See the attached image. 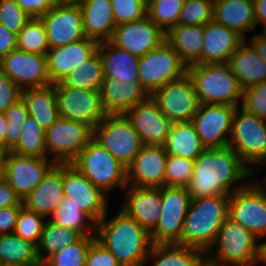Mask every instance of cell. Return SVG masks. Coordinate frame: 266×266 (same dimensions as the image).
Segmentation results:
<instances>
[{
  "instance_id": "obj_29",
  "label": "cell",
  "mask_w": 266,
  "mask_h": 266,
  "mask_svg": "<svg viewBox=\"0 0 266 266\" xmlns=\"http://www.w3.org/2000/svg\"><path fill=\"white\" fill-rule=\"evenodd\" d=\"M79 5L85 36L98 43L109 41L116 27L110 0H86Z\"/></svg>"
},
{
  "instance_id": "obj_17",
  "label": "cell",
  "mask_w": 266,
  "mask_h": 266,
  "mask_svg": "<svg viewBox=\"0 0 266 266\" xmlns=\"http://www.w3.org/2000/svg\"><path fill=\"white\" fill-rule=\"evenodd\" d=\"M47 35L49 49L66 46L86 38L83 14L78 4L58 2L41 17Z\"/></svg>"
},
{
  "instance_id": "obj_31",
  "label": "cell",
  "mask_w": 266,
  "mask_h": 266,
  "mask_svg": "<svg viewBox=\"0 0 266 266\" xmlns=\"http://www.w3.org/2000/svg\"><path fill=\"white\" fill-rule=\"evenodd\" d=\"M214 20L245 39L256 27L253 0H214Z\"/></svg>"
},
{
  "instance_id": "obj_8",
  "label": "cell",
  "mask_w": 266,
  "mask_h": 266,
  "mask_svg": "<svg viewBox=\"0 0 266 266\" xmlns=\"http://www.w3.org/2000/svg\"><path fill=\"white\" fill-rule=\"evenodd\" d=\"M93 138L126 168L144 146L124 114H108L94 128Z\"/></svg>"
},
{
  "instance_id": "obj_13",
  "label": "cell",
  "mask_w": 266,
  "mask_h": 266,
  "mask_svg": "<svg viewBox=\"0 0 266 266\" xmlns=\"http://www.w3.org/2000/svg\"><path fill=\"white\" fill-rule=\"evenodd\" d=\"M56 165L50 158H37L4 152L0 162L2 176L23 200Z\"/></svg>"
},
{
  "instance_id": "obj_7",
  "label": "cell",
  "mask_w": 266,
  "mask_h": 266,
  "mask_svg": "<svg viewBox=\"0 0 266 266\" xmlns=\"http://www.w3.org/2000/svg\"><path fill=\"white\" fill-rule=\"evenodd\" d=\"M229 146L255 171L266 161V120L247 112L241 106L236 108ZM252 166V167H251Z\"/></svg>"
},
{
  "instance_id": "obj_39",
  "label": "cell",
  "mask_w": 266,
  "mask_h": 266,
  "mask_svg": "<svg viewBox=\"0 0 266 266\" xmlns=\"http://www.w3.org/2000/svg\"><path fill=\"white\" fill-rule=\"evenodd\" d=\"M103 81V64L97 51L87 62L70 72L61 83L75 89L101 90Z\"/></svg>"
},
{
  "instance_id": "obj_59",
  "label": "cell",
  "mask_w": 266,
  "mask_h": 266,
  "mask_svg": "<svg viewBox=\"0 0 266 266\" xmlns=\"http://www.w3.org/2000/svg\"><path fill=\"white\" fill-rule=\"evenodd\" d=\"M7 130V119L3 112H0V151L5 152V134Z\"/></svg>"
},
{
  "instance_id": "obj_51",
  "label": "cell",
  "mask_w": 266,
  "mask_h": 266,
  "mask_svg": "<svg viewBox=\"0 0 266 266\" xmlns=\"http://www.w3.org/2000/svg\"><path fill=\"white\" fill-rule=\"evenodd\" d=\"M85 266H121L115 256L97 239L91 244Z\"/></svg>"
},
{
  "instance_id": "obj_35",
  "label": "cell",
  "mask_w": 266,
  "mask_h": 266,
  "mask_svg": "<svg viewBox=\"0 0 266 266\" xmlns=\"http://www.w3.org/2000/svg\"><path fill=\"white\" fill-rule=\"evenodd\" d=\"M205 255L201 249L177 243L153 244L146 262L154 258L151 266H198Z\"/></svg>"
},
{
  "instance_id": "obj_52",
  "label": "cell",
  "mask_w": 266,
  "mask_h": 266,
  "mask_svg": "<svg viewBox=\"0 0 266 266\" xmlns=\"http://www.w3.org/2000/svg\"><path fill=\"white\" fill-rule=\"evenodd\" d=\"M22 90L0 71V112H5L11 105L21 99Z\"/></svg>"
},
{
  "instance_id": "obj_28",
  "label": "cell",
  "mask_w": 266,
  "mask_h": 266,
  "mask_svg": "<svg viewBox=\"0 0 266 266\" xmlns=\"http://www.w3.org/2000/svg\"><path fill=\"white\" fill-rule=\"evenodd\" d=\"M97 51L101 56L104 77H111L119 83L139 82V57L114 45L110 40L99 43Z\"/></svg>"
},
{
  "instance_id": "obj_57",
  "label": "cell",
  "mask_w": 266,
  "mask_h": 266,
  "mask_svg": "<svg viewBox=\"0 0 266 266\" xmlns=\"http://www.w3.org/2000/svg\"><path fill=\"white\" fill-rule=\"evenodd\" d=\"M255 51L266 64V39L260 34L254 35L249 40Z\"/></svg>"
},
{
  "instance_id": "obj_50",
  "label": "cell",
  "mask_w": 266,
  "mask_h": 266,
  "mask_svg": "<svg viewBox=\"0 0 266 266\" xmlns=\"http://www.w3.org/2000/svg\"><path fill=\"white\" fill-rule=\"evenodd\" d=\"M241 107L266 120V82L257 83L244 89Z\"/></svg>"
},
{
  "instance_id": "obj_34",
  "label": "cell",
  "mask_w": 266,
  "mask_h": 266,
  "mask_svg": "<svg viewBox=\"0 0 266 266\" xmlns=\"http://www.w3.org/2000/svg\"><path fill=\"white\" fill-rule=\"evenodd\" d=\"M163 146L168 155L193 161L206 149L192 122H173Z\"/></svg>"
},
{
  "instance_id": "obj_65",
  "label": "cell",
  "mask_w": 266,
  "mask_h": 266,
  "mask_svg": "<svg viewBox=\"0 0 266 266\" xmlns=\"http://www.w3.org/2000/svg\"><path fill=\"white\" fill-rule=\"evenodd\" d=\"M266 164V161L265 162H263L261 165H265ZM265 181H263V184H260L262 187H264V189L266 190V177H265V179H264Z\"/></svg>"
},
{
  "instance_id": "obj_38",
  "label": "cell",
  "mask_w": 266,
  "mask_h": 266,
  "mask_svg": "<svg viewBox=\"0 0 266 266\" xmlns=\"http://www.w3.org/2000/svg\"><path fill=\"white\" fill-rule=\"evenodd\" d=\"M49 217L51 222L75 230L81 236H96L97 223L66 197Z\"/></svg>"
},
{
  "instance_id": "obj_12",
  "label": "cell",
  "mask_w": 266,
  "mask_h": 266,
  "mask_svg": "<svg viewBox=\"0 0 266 266\" xmlns=\"http://www.w3.org/2000/svg\"><path fill=\"white\" fill-rule=\"evenodd\" d=\"M228 216L256 237L266 236V190L250 179L229 197Z\"/></svg>"
},
{
  "instance_id": "obj_63",
  "label": "cell",
  "mask_w": 266,
  "mask_h": 266,
  "mask_svg": "<svg viewBox=\"0 0 266 266\" xmlns=\"http://www.w3.org/2000/svg\"><path fill=\"white\" fill-rule=\"evenodd\" d=\"M262 26H264V27L262 28V31H261V33H259V34H260L261 36H263V37L266 39V22L263 23Z\"/></svg>"
},
{
  "instance_id": "obj_1",
  "label": "cell",
  "mask_w": 266,
  "mask_h": 266,
  "mask_svg": "<svg viewBox=\"0 0 266 266\" xmlns=\"http://www.w3.org/2000/svg\"><path fill=\"white\" fill-rule=\"evenodd\" d=\"M253 173L231 146L206 148L194 160L193 174L186 188L192 199L231 195L248 184L246 179ZM236 183L239 185L232 186Z\"/></svg>"
},
{
  "instance_id": "obj_64",
  "label": "cell",
  "mask_w": 266,
  "mask_h": 266,
  "mask_svg": "<svg viewBox=\"0 0 266 266\" xmlns=\"http://www.w3.org/2000/svg\"><path fill=\"white\" fill-rule=\"evenodd\" d=\"M158 0H144L145 6L148 8L152 3L156 2Z\"/></svg>"
},
{
  "instance_id": "obj_53",
  "label": "cell",
  "mask_w": 266,
  "mask_h": 266,
  "mask_svg": "<svg viewBox=\"0 0 266 266\" xmlns=\"http://www.w3.org/2000/svg\"><path fill=\"white\" fill-rule=\"evenodd\" d=\"M30 18H41L58 0H15Z\"/></svg>"
},
{
  "instance_id": "obj_56",
  "label": "cell",
  "mask_w": 266,
  "mask_h": 266,
  "mask_svg": "<svg viewBox=\"0 0 266 266\" xmlns=\"http://www.w3.org/2000/svg\"><path fill=\"white\" fill-rule=\"evenodd\" d=\"M17 34L9 31L0 23V60L12 50L17 49Z\"/></svg>"
},
{
  "instance_id": "obj_48",
  "label": "cell",
  "mask_w": 266,
  "mask_h": 266,
  "mask_svg": "<svg viewBox=\"0 0 266 266\" xmlns=\"http://www.w3.org/2000/svg\"><path fill=\"white\" fill-rule=\"evenodd\" d=\"M116 26L141 20L147 15L144 0H110Z\"/></svg>"
},
{
  "instance_id": "obj_47",
  "label": "cell",
  "mask_w": 266,
  "mask_h": 266,
  "mask_svg": "<svg viewBox=\"0 0 266 266\" xmlns=\"http://www.w3.org/2000/svg\"><path fill=\"white\" fill-rule=\"evenodd\" d=\"M194 161L168 155L165 169V186L187 187L193 174Z\"/></svg>"
},
{
  "instance_id": "obj_14",
  "label": "cell",
  "mask_w": 266,
  "mask_h": 266,
  "mask_svg": "<svg viewBox=\"0 0 266 266\" xmlns=\"http://www.w3.org/2000/svg\"><path fill=\"white\" fill-rule=\"evenodd\" d=\"M59 117L90 125L93 129L108 115L100 90H83L55 84Z\"/></svg>"
},
{
  "instance_id": "obj_33",
  "label": "cell",
  "mask_w": 266,
  "mask_h": 266,
  "mask_svg": "<svg viewBox=\"0 0 266 266\" xmlns=\"http://www.w3.org/2000/svg\"><path fill=\"white\" fill-rule=\"evenodd\" d=\"M228 63L243 89L266 82V64L253 46L250 43L246 44V39L230 57Z\"/></svg>"
},
{
  "instance_id": "obj_44",
  "label": "cell",
  "mask_w": 266,
  "mask_h": 266,
  "mask_svg": "<svg viewBox=\"0 0 266 266\" xmlns=\"http://www.w3.org/2000/svg\"><path fill=\"white\" fill-rule=\"evenodd\" d=\"M7 119V130L5 134V152L11 151L18 143L21 130L27 118V106L21 98L15 104L11 105L5 112Z\"/></svg>"
},
{
  "instance_id": "obj_62",
  "label": "cell",
  "mask_w": 266,
  "mask_h": 266,
  "mask_svg": "<svg viewBox=\"0 0 266 266\" xmlns=\"http://www.w3.org/2000/svg\"><path fill=\"white\" fill-rule=\"evenodd\" d=\"M59 2L62 3H67V4H81L83 2H85L86 0H58Z\"/></svg>"
},
{
  "instance_id": "obj_11",
  "label": "cell",
  "mask_w": 266,
  "mask_h": 266,
  "mask_svg": "<svg viewBox=\"0 0 266 266\" xmlns=\"http://www.w3.org/2000/svg\"><path fill=\"white\" fill-rule=\"evenodd\" d=\"M93 136L90 125L59 117L45 131L47 156L53 155L56 164H71Z\"/></svg>"
},
{
  "instance_id": "obj_30",
  "label": "cell",
  "mask_w": 266,
  "mask_h": 266,
  "mask_svg": "<svg viewBox=\"0 0 266 266\" xmlns=\"http://www.w3.org/2000/svg\"><path fill=\"white\" fill-rule=\"evenodd\" d=\"M165 41L187 66L202 64L204 26L178 24L165 33Z\"/></svg>"
},
{
  "instance_id": "obj_9",
  "label": "cell",
  "mask_w": 266,
  "mask_h": 266,
  "mask_svg": "<svg viewBox=\"0 0 266 266\" xmlns=\"http://www.w3.org/2000/svg\"><path fill=\"white\" fill-rule=\"evenodd\" d=\"M185 187L161 188V211L156 227L150 232L153 244L177 243L181 245L184 221L191 202Z\"/></svg>"
},
{
  "instance_id": "obj_23",
  "label": "cell",
  "mask_w": 266,
  "mask_h": 266,
  "mask_svg": "<svg viewBox=\"0 0 266 266\" xmlns=\"http://www.w3.org/2000/svg\"><path fill=\"white\" fill-rule=\"evenodd\" d=\"M99 43L88 37L66 46L51 48L46 53L51 84L64 80L76 67L87 62L98 49Z\"/></svg>"
},
{
  "instance_id": "obj_43",
  "label": "cell",
  "mask_w": 266,
  "mask_h": 266,
  "mask_svg": "<svg viewBox=\"0 0 266 266\" xmlns=\"http://www.w3.org/2000/svg\"><path fill=\"white\" fill-rule=\"evenodd\" d=\"M96 236H82L54 254L43 266H85L87 252Z\"/></svg>"
},
{
  "instance_id": "obj_16",
  "label": "cell",
  "mask_w": 266,
  "mask_h": 266,
  "mask_svg": "<svg viewBox=\"0 0 266 266\" xmlns=\"http://www.w3.org/2000/svg\"><path fill=\"white\" fill-rule=\"evenodd\" d=\"M236 108L237 106L232 105L200 103L191 122L206 148L229 146Z\"/></svg>"
},
{
  "instance_id": "obj_24",
  "label": "cell",
  "mask_w": 266,
  "mask_h": 266,
  "mask_svg": "<svg viewBox=\"0 0 266 266\" xmlns=\"http://www.w3.org/2000/svg\"><path fill=\"white\" fill-rule=\"evenodd\" d=\"M127 198L119 209L135 219L149 233L156 227L161 211V188L127 186Z\"/></svg>"
},
{
  "instance_id": "obj_36",
  "label": "cell",
  "mask_w": 266,
  "mask_h": 266,
  "mask_svg": "<svg viewBox=\"0 0 266 266\" xmlns=\"http://www.w3.org/2000/svg\"><path fill=\"white\" fill-rule=\"evenodd\" d=\"M0 266H42L37 246L15 233L1 234Z\"/></svg>"
},
{
  "instance_id": "obj_22",
  "label": "cell",
  "mask_w": 266,
  "mask_h": 266,
  "mask_svg": "<svg viewBox=\"0 0 266 266\" xmlns=\"http://www.w3.org/2000/svg\"><path fill=\"white\" fill-rule=\"evenodd\" d=\"M124 115L134 126L144 145H164L172 122L151 96L127 110Z\"/></svg>"
},
{
  "instance_id": "obj_2",
  "label": "cell",
  "mask_w": 266,
  "mask_h": 266,
  "mask_svg": "<svg viewBox=\"0 0 266 266\" xmlns=\"http://www.w3.org/2000/svg\"><path fill=\"white\" fill-rule=\"evenodd\" d=\"M96 239L121 266H145L153 245L150 233L121 209L113 219L106 212L97 222Z\"/></svg>"
},
{
  "instance_id": "obj_15",
  "label": "cell",
  "mask_w": 266,
  "mask_h": 266,
  "mask_svg": "<svg viewBox=\"0 0 266 266\" xmlns=\"http://www.w3.org/2000/svg\"><path fill=\"white\" fill-rule=\"evenodd\" d=\"M150 96L172 123L191 122L200 106L198 95L187 73L156 89Z\"/></svg>"
},
{
  "instance_id": "obj_41",
  "label": "cell",
  "mask_w": 266,
  "mask_h": 266,
  "mask_svg": "<svg viewBox=\"0 0 266 266\" xmlns=\"http://www.w3.org/2000/svg\"><path fill=\"white\" fill-rule=\"evenodd\" d=\"M17 48L24 52L46 55L49 50L46 29L41 18H31L17 34Z\"/></svg>"
},
{
  "instance_id": "obj_27",
  "label": "cell",
  "mask_w": 266,
  "mask_h": 266,
  "mask_svg": "<svg viewBox=\"0 0 266 266\" xmlns=\"http://www.w3.org/2000/svg\"><path fill=\"white\" fill-rule=\"evenodd\" d=\"M100 91L107 114H124L150 96L140 82L119 83L111 77H104Z\"/></svg>"
},
{
  "instance_id": "obj_46",
  "label": "cell",
  "mask_w": 266,
  "mask_h": 266,
  "mask_svg": "<svg viewBox=\"0 0 266 266\" xmlns=\"http://www.w3.org/2000/svg\"><path fill=\"white\" fill-rule=\"evenodd\" d=\"M214 19V0H185L178 24L202 25Z\"/></svg>"
},
{
  "instance_id": "obj_6",
  "label": "cell",
  "mask_w": 266,
  "mask_h": 266,
  "mask_svg": "<svg viewBox=\"0 0 266 266\" xmlns=\"http://www.w3.org/2000/svg\"><path fill=\"white\" fill-rule=\"evenodd\" d=\"M258 237L245 229L240 223L227 218L220 228L217 238L206 254L209 259L233 266H254L258 264L260 243Z\"/></svg>"
},
{
  "instance_id": "obj_60",
  "label": "cell",
  "mask_w": 266,
  "mask_h": 266,
  "mask_svg": "<svg viewBox=\"0 0 266 266\" xmlns=\"http://www.w3.org/2000/svg\"><path fill=\"white\" fill-rule=\"evenodd\" d=\"M266 264V241L260 243L258 263Z\"/></svg>"
},
{
  "instance_id": "obj_18",
  "label": "cell",
  "mask_w": 266,
  "mask_h": 266,
  "mask_svg": "<svg viewBox=\"0 0 266 266\" xmlns=\"http://www.w3.org/2000/svg\"><path fill=\"white\" fill-rule=\"evenodd\" d=\"M0 71L22 91L51 84L46 55L28 53L17 48L0 60Z\"/></svg>"
},
{
  "instance_id": "obj_55",
  "label": "cell",
  "mask_w": 266,
  "mask_h": 266,
  "mask_svg": "<svg viewBox=\"0 0 266 266\" xmlns=\"http://www.w3.org/2000/svg\"><path fill=\"white\" fill-rule=\"evenodd\" d=\"M11 206H23L22 199L11 185L0 176V209Z\"/></svg>"
},
{
  "instance_id": "obj_21",
  "label": "cell",
  "mask_w": 266,
  "mask_h": 266,
  "mask_svg": "<svg viewBox=\"0 0 266 266\" xmlns=\"http://www.w3.org/2000/svg\"><path fill=\"white\" fill-rule=\"evenodd\" d=\"M167 157L163 145H144L127 167V186L163 188Z\"/></svg>"
},
{
  "instance_id": "obj_10",
  "label": "cell",
  "mask_w": 266,
  "mask_h": 266,
  "mask_svg": "<svg viewBox=\"0 0 266 266\" xmlns=\"http://www.w3.org/2000/svg\"><path fill=\"white\" fill-rule=\"evenodd\" d=\"M186 73L187 65L166 41L139 57L138 80L149 95Z\"/></svg>"
},
{
  "instance_id": "obj_26",
  "label": "cell",
  "mask_w": 266,
  "mask_h": 266,
  "mask_svg": "<svg viewBox=\"0 0 266 266\" xmlns=\"http://www.w3.org/2000/svg\"><path fill=\"white\" fill-rule=\"evenodd\" d=\"M244 40L236 31L214 19L209 21L204 25L202 64L228 62Z\"/></svg>"
},
{
  "instance_id": "obj_20",
  "label": "cell",
  "mask_w": 266,
  "mask_h": 266,
  "mask_svg": "<svg viewBox=\"0 0 266 266\" xmlns=\"http://www.w3.org/2000/svg\"><path fill=\"white\" fill-rule=\"evenodd\" d=\"M110 41L142 57L165 41V32L146 15L141 20L117 25Z\"/></svg>"
},
{
  "instance_id": "obj_5",
  "label": "cell",
  "mask_w": 266,
  "mask_h": 266,
  "mask_svg": "<svg viewBox=\"0 0 266 266\" xmlns=\"http://www.w3.org/2000/svg\"><path fill=\"white\" fill-rule=\"evenodd\" d=\"M71 164L106 196L115 187H127V168L94 138Z\"/></svg>"
},
{
  "instance_id": "obj_3",
  "label": "cell",
  "mask_w": 266,
  "mask_h": 266,
  "mask_svg": "<svg viewBox=\"0 0 266 266\" xmlns=\"http://www.w3.org/2000/svg\"><path fill=\"white\" fill-rule=\"evenodd\" d=\"M230 195L191 199L184 221L181 245L207 253L214 244L229 211Z\"/></svg>"
},
{
  "instance_id": "obj_61",
  "label": "cell",
  "mask_w": 266,
  "mask_h": 266,
  "mask_svg": "<svg viewBox=\"0 0 266 266\" xmlns=\"http://www.w3.org/2000/svg\"><path fill=\"white\" fill-rule=\"evenodd\" d=\"M208 255H206L202 261L198 264V266H226V265H223V264H220V263H217L211 259H209L207 257Z\"/></svg>"
},
{
  "instance_id": "obj_49",
  "label": "cell",
  "mask_w": 266,
  "mask_h": 266,
  "mask_svg": "<svg viewBox=\"0 0 266 266\" xmlns=\"http://www.w3.org/2000/svg\"><path fill=\"white\" fill-rule=\"evenodd\" d=\"M31 18L15 0H0V23L18 34Z\"/></svg>"
},
{
  "instance_id": "obj_4",
  "label": "cell",
  "mask_w": 266,
  "mask_h": 266,
  "mask_svg": "<svg viewBox=\"0 0 266 266\" xmlns=\"http://www.w3.org/2000/svg\"><path fill=\"white\" fill-rule=\"evenodd\" d=\"M187 74L200 103L241 106L244 89L228 62L192 64Z\"/></svg>"
},
{
  "instance_id": "obj_45",
  "label": "cell",
  "mask_w": 266,
  "mask_h": 266,
  "mask_svg": "<svg viewBox=\"0 0 266 266\" xmlns=\"http://www.w3.org/2000/svg\"><path fill=\"white\" fill-rule=\"evenodd\" d=\"M46 219L44 215L23 207L20 210L14 233L22 239L38 246Z\"/></svg>"
},
{
  "instance_id": "obj_37",
  "label": "cell",
  "mask_w": 266,
  "mask_h": 266,
  "mask_svg": "<svg viewBox=\"0 0 266 266\" xmlns=\"http://www.w3.org/2000/svg\"><path fill=\"white\" fill-rule=\"evenodd\" d=\"M81 237L75 230L57 225L47 218L37 246V255L41 265L43 266L54 254L74 244Z\"/></svg>"
},
{
  "instance_id": "obj_32",
  "label": "cell",
  "mask_w": 266,
  "mask_h": 266,
  "mask_svg": "<svg viewBox=\"0 0 266 266\" xmlns=\"http://www.w3.org/2000/svg\"><path fill=\"white\" fill-rule=\"evenodd\" d=\"M21 98L27 106L28 114L44 131L59 119L55 84L23 90Z\"/></svg>"
},
{
  "instance_id": "obj_19",
  "label": "cell",
  "mask_w": 266,
  "mask_h": 266,
  "mask_svg": "<svg viewBox=\"0 0 266 266\" xmlns=\"http://www.w3.org/2000/svg\"><path fill=\"white\" fill-rule=\"evenodd\" d=\"M63 191L70 202L96 223L108 212V197L72 164H63Z\"/></svg>"
},
{
  "instance_id": "obj_40",
  "label": "cell",
  "mask_w": 266,
  "mask_h": 266,
  "mask_svg": "<svg viewBox=\"0 0 266 266\" xmlns=\"http://www.w3.org/2000/svg\"><path fill=\"white\" fill-rule=\"evenodd\" d=\"M17 145L10 151L17 155L48 158L45 131L30 115L27 116Z\"/></svg>"
},
{
  "instance_id": "obj_58",
  "label": "cell",
  "mask_w": 266,
  "mask_h": 266,
  "mask_svg": "<svg viewBox=\"0 0 266 266\" xmlns=\"http://www.w3.org/2000/svg\"><path fill=\"white\" fill-rule=\"evenodd\" d=\"M256 26L266 22V0H253Z\"/></svg>"
},
{
  "instance_id": "obj_54",
  "label": "cell",
  "mask_w": 266,
  "mask_h": 266,
  "mask_svg": "<svg viewBox=\"0 0 266 266\" xmlns=\"http://www.w3.org/2000/svg\"><path fill=\"white\" fill-rule=\"evenodd\" d=\"M24 206H11L0 209V235L15 232L20 210Z\"/></svg>"
},
{
  "instance_id": "obj_25",
  "label": "cell",
  "mask_w": 266,
  "mask_h": 266,
  "mask_svg": "<svg viewBox=\"0 0 266 266\" xmlns=\"http://www.w3.org/2000/svg\"><path fill=\"white\" fill-rule=\"evenodd\" d=\"M64 197L63 164H56L22 203L26 209L47 218L56 211Z\"/></svg>"
},
{
  "instance_id": "obj_42",
  "label": "cell",
  "mask_w": 266,
  "mask_h": 266,
  "mask_svg": "<svg viewBox=\"0 0 266 266\" xmlns=\"http://www.w3.org/2000/svg\"><path fill=\"white\" fill-rule=\"evenodd\" d=\"M185 0H158L147 8V16L165 33L178 25Z\"/></svg>"
}]
</instances>
